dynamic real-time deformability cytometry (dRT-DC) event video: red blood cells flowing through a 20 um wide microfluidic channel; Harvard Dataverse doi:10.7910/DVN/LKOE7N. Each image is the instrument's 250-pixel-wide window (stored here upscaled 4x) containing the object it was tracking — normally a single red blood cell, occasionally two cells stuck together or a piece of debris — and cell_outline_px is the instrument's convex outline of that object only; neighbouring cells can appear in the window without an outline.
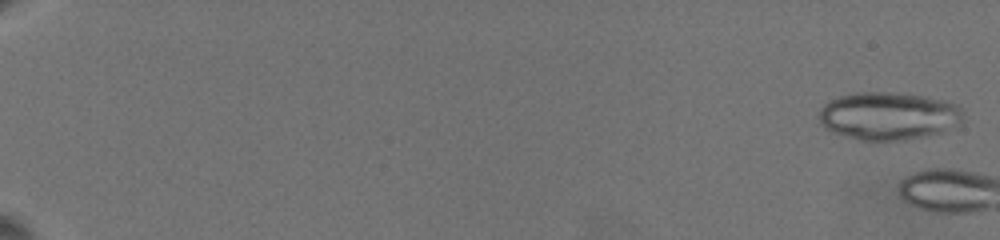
{"species": "common noctule bat (a hibernating species)", "species_latin": "Nyctalus noctula", "temperature_condition": "warm", "stored_images_in_passage": 3, "camera_frame_rate_fps": 3000, "um_per_image_px": 0.085, "animal": {"sex": "female", "body_mass_g": 19.5, "forearm_length_mm": 54.1}, "frame": {"image": 1, "passage_image": 1, "time_ms": 0.0, "image_size_px": [1000, 240], "cell_outline_px": [[964, 120], [960, 124], [944, 132], [904, 140], [860, 140], [824, 128], [820, 124], [816, 116], [820, 108], [828, 100], [840, 96], [856, 92], [888, 92], [924, 96], [944, 100], [960, 104], [964, 112]], "centroid_in_image_um": [75.55, 9.84], "position_along_channel_um": 9.4, "area_um2": 40.69}}